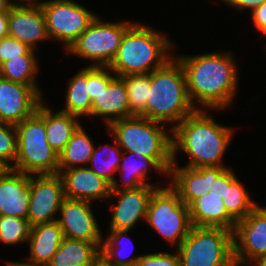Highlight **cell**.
I'll return each instance as SVG.
<instances>
[{
	"instance_id": "obj_1",
	"label": "cell",
	"mask_w": 266,
	"mask_h": 266,
	"mask_svg": "<svg viewBox=\"0 0 266 266\" xmlns=\"http://www.w3.org/2000/svg\"><path fill=\"white\" fill-rule=\"evenodd\" d=\"M232 53L215 51L176 55L185 73L190 101L196 110H225L236 99L239 71Z\"/></svg>"
},
{
	"instance_id": "obj_2",
	"label": "cell",
	"mask_w": 266,
	"mask_h": 266,
	"mask_svg": "<svg viewBox=\"0 0 266 266\" xmlns=\"http://www.w3.org/2000/svg\"><path fill=\"white\" fill-rule=\"evenodd\" d=\"M210 110H196L172 130L173 164L178 152L188 156L187 167H227L222 163L233 138V127L223 126Z\"/></svg>"
},
{
	"instance_id": "obj_3",
	"label": "cell",
	"mask_w": 266,
	"mask_h": 266,
	"mask_svg": "<svg viewBox=\"0 0 266 266\" xmlns=\"http://www.w3.org/2000/svg\"><path fill=\"white\" fill-rule=\"evenodd\" d=\"M169 37L156 28L134 22L125 32L109 68L117 77L149 74L162 67L175 47Z\"/></svg>"
},
{
	"instance_id": "obj_4",
	"label": "cell",
	"mask_w": 266,
	"mask_h": 266,
	"mask_svg": "<svg viewBox=\"0 0 266 266\" xmlns=\"http://www.w3.org/2000/svg\"><path fill=\"white\" fill-rule=\"evenodd\" d=\"M195 111L188 95L185 73L174 55L162 67L151 72L145 118L170 124L173 130Z\"/></svg>"
},
{
	"instance_id": "obj_5",
	"label": "cell",
	"mask_w": 266,
	"mask_h": 266,
	"mask_svg": "<svg viewBox=\"0 0 266 266\" xmlns=\"http://www.w3.org/2000/svg\"><path fill=\"white\" fill-rule=\"evenodd\" d=\"M107 128L123 152L150 157L169 175L173 165L172 128L136 115L113 121Z\"/></svg>"
},
{
	"instance_id": "obj_6",
	"label": "cell",
	"mask_w": 266,
	"mask_h": 266,
	"mask_svg": "<svg viewBox=\"0 0 266 266\" xmlns=\"http://www.w3.org/2000/svg\"><path fill=\"white\" fill-rule=\"evenodd\" d=\"M17 158L13 170L26 175L58 174V153L49 145L45 130V102L17 124Z\"/></svg>"
},
{
	"instance_id": "obj_7",
	"label": "cell",
	"mask_w": 266,
	"mask_h": 266,
	"mask_svg": "<svg viewBox=\"0 0 266 266\" xmlns=\"http://www.w3.org/2000/svg\"><path fill=\"white\" fill-rule=\"evenodd\" d=\"M180 266H236L233 231L192 226L178 248Z\"/></svg>"
},
{
	"instance_id": "obj_8",
	"label": "cell",
	"mask_w": 266,
	"mask_h": 266,
	"mask_svg": "<svg viewBox=\"0 0 266 266\" xmlns=\"http://www.w3.org/2000/svg\"><path fill=\"white\" fill-rule=\"evenodd\" d=\"M145 221L171 246L177 248L192 227L189 206L181 201L169 183L153 191Z\"/></svg>"
},
{
	"instance_id": "obj_9",
	"label": "cell",
	"mask_w": 266,
	"mask_h": 266,
	"mask_svg": "<svg viewBox=\"0 0 266 266\" xmlns=\"http://www.w3.org/2000/svg\"><path fill=\"white\" fill-rule=\"evenodd\" d=\"M100 18L96 16L64 53L91 61L92 64L88 66L109 67L118 52L125 32L134 22H110Z\"/></svg>"
},
{
	"instance_id": "obj_10",
	"label": "cell",
	"mask_w": 266,
	"mask_h": 266,
	"mask_svg": "<svg viewBox=\"0 0 266 266\" xmlns=\"http://www.w3.org/2000/svg\"><path fill=\"white\" fill-rule=\"evenodd\" d=\"M50 39L58 40L66 52L96 18V14L74 0H43L40 4Z\"/></svg>"
},
{
	"instance_id": "obj_11",
	"label": "cell",
	"mask_w": 266,
	"mask_h": 266,
	"mask_svg": "<svg viewBox=\"0 0 266 266\" xmlns=\"http://www.w3.org/2000/svg\"><path fill=\"white\" fill-rule=\"evenodd\" d=\"M266 254V206H257L238 221L233 231V257L236 266H250Z\"/></svg>"
},
{
	"instance_id": "obj_12",
	"label": "cell",
	"mask_w": 266,
	"mask_h": 266,
	"mask_svg": "<svg viewBox=\"0 0 266 266\" xmlns=\"http://www.w3.org/2000/svg\"><path fill=\"white\" fill-rule=\"evenodd\" d=\"M29 187L27 219L30 225L56 221L65 198L61 176L59 174L29 175Z\"/></svg>"
},
{
	"instance_id": "obj_13",
	"label": "cell",
	"mask_w": 266,
	"mask_h": 266,
	"mask_svg": "<svg viewBox=\"0 0 266 266\" xmlns=\"http://www.w3.org/2000/svg\"><path fill=\"white\" fill-rule=\"evenodd\" d=\"M91 205L89 201L64 198L58 212L61 218L56 221L65 238L103 243V233Z\"/></svg>"
},
{
	"instance_id": "obj_14",
	"label": "cell",
	"mask_w": 266,
	"mask_h": 266,
	"mask_svg": "<svg viewBox=\"0 0 266 266\" xmlns=\"http://www.w3.org/2000/svg\"><path fill=\"white\" fill-rule=\"evenodd\" d=\"M157 187L143 185L137 189L111 191L108 200L113 198L116 202L110 204L109 230H132L140 221H145L151 196Z\"/></svg>"
},
{
	"instance_id": "obj_15",
	"label": "cell",
	"mask_w": 266,
	"mask_h": 266,
	"mask_svg": "<svg viewBox=\"0 0 266 266\" xmlns=\"http://www.w3.org/2000/svg\"><path fill=\"white\" fill-rule=\"evenodd\" d=\"M44 98L33 87L0 76V122L16 126L32 116Z\"/></svg>"
},
{
	"instance_id": "obj_16",
	"label": "cell",
	"mask_w": 266,
	"mask_h": 266,
	"mask_svg": "<svg viewBox=\"0 0 266 266\" xmlns=\"http://www.w3.org/2000/svg\"><path fill=\"white\" fill-rule=\"evenodd\" d=\"M8 35L38 51L39 42L50 39L41 6L11 4L8 8Z\"/></svg>"
},
{
	"instance_id": "obj_17",
	"label": "cell",
	"mask_w": 266,
	"mask_h": 266,
	"mask_svg": "<svg viewBox=\"0 0 266 266\" xmlns=\"http://www.w3.org/2000/svg\"><path fill=\"white\" fill-rule=\"evenodd\" d=\"M64 184L65 197L71 199L95 200L109 199L111 185L88 166L58 170Z\"/></svg>"
},
{
	"instance_id": "obj_18",
	"label": "cell",
	"mask_w": 266,
	"mask_h": 266,
	"mask_svg": "<svg viewBox=\"0 0 266 266\" xmlns=\"http://www.w3.org/2000/svg\"><path fill=\"white\" fill-rule=\"evenodd\" d=\"M29 175L8 168L0 176V216L28 218Z\"/></svg>"
},
{
	"instance_id": "obj_19",
	"label": "cell",
	"mask_w": 266,
	"mask_h": 266,
	"mask_svg": "<svg viewBox=\"0 0 266 266\" xmlns=\"http://www.w3.org/2000/svg\"><path fill=\"white\" fill-rule=\"evenodd\" d=\"M135 158V159H134ZM152 167V168H151ZM154 169L158 174L168 176V174L150 157L133 152H123L121 163L117 172L121 175L120 181L114 179L111 184V191L137 189L143 185L162 186L163 184L148 181L150 173ZM148 179V180H147ZM160 184V185H158Z\"/></svg>"
},
{
	"instance_id": "obj_20",
	"label": "cell",
	"mask_w": 266,
	"mask_h": 266,
	"mask_svg": "<svg viewBox=\"0 0 266 266\" xmlns=\"http://www.w3.org/2000/svg\"><path fill=\"white\" fill-rule=\"evenodd\" d=\"M134 116L130 112L128 94L123 80L116 77L92 102L90 117L101 118L107 127L113 121Z\"/></svg>"
},
{
	"instance_id": "obj_21",
	"label": "cell",
	"mask_w": 266,
	"mask_h": 266,
	"mask_svg": "<svg viewBox=\"0 0 266 266\" xmlns=\"http://www.w3.org/2000/svg\"><path fill=\"white\" fill-rule=\"evenodd\" d=\"M168 177L169 184L177 191L181 201L187 206L210 191V166L191 168L173 164Z\"/></svg>"
},
{
	"instance_id": "obj_22",
	"label": "cell",
	"mask_w": 266,
	"mask_h": 266,
	"mask_svg": "<svg viewBox=\"0 0 266 266\" xmlns=\"http://www.w3.org/2000/svg\"><path fill=\"white\" fill-rule=\"evenodd\" d=\"M192 226L217 227L234 231L236 221L228 214L223 199L212 190L189 206Z\"/></svg>"
},
{
	"instance_id": "obj_23",
	"label": "cell",
	"mask_w": 266,
	"mask_h": 266,
	"mask_svg": "<svg viewBox=\"0 0 266 266\" xmlns=\"http://www.w3.org/2000/svg\"><path fill=\"white\" fill-rule=\"evenodd\" d=\"M63 232L57 221L31 226L28 239V263L48 265L63 240Z\"/></svg>"
},
{
	"instance_id": "obj_24",
	"label": "cell",
	"mask_w": 266,
	"mask_h": 266,
	"mask_svg": "<svg viewBox=\"0 0 266 266\" xmlns=\"http://www.w3.org/2000/svg\"><path fill=\"white\" fill-rule=\"evenodd\" d=\"M102 243L63 238L48 266H91L101 256Z\"/></svg>"
},
{
	"instance_id": "obj_25",
	"label": "cell",
	"mask_w": 266,
	"mask_h": 266,
	"mask_svg": "<svg viewBox=\"0 0 266 266\" xmlns=\"http://www.w3.org/2000/svg\"><path fill=\"white\" fill-rule=\"evenodd\" d=\"M246 187L230 167L225 169V192L222 197L228 214L236 221L245 218L259 204L252 200Z\"/></svg>"
},
{
	"instance_id": "obj_26",
	"label": "cell",
	"mask_w": 266,
	"mask_h": 266,
	"mask_svg": "<svg viewBox=\"0 0 266 266\" xmlns=\"http://www.w3.org/2000/svg\"><path fill=\"white\" fill-rule=\"evenodd\" d=\"M78 117L45 105V130L49 145L59 154L82 125Z\"/></svg>"
},
{
	"instance_id": "obj_27",
	"label": "cell",
	"mask_w": 266,
	"mask_h": 266,
	"mask_svg": "<svg viewBox=\"0 0 266 266\" xmlns=\"http://www.w3.org/2000/svg\"><path fill=\"white\" fill-rule=\"evenodd\" d=\"M65 90V101L60 111L69 113L72 116L90 117L92 101L89 97V66L80 68L77 73L68 81Z\"/></svg>"
},
{
	"instance_id": "obj_28",
	"label": "cell",
	"mask_w": 266,
	"mask_h": 266,
	"mask_svg": "<svg viewBox=\"0 0 266 266\" xmlns=\"http://www.w3.org/2000/svg\"><path fill=\"white\" fill-rule=\"evenodd\" d=\"M37 52L31 49L26 55L5 61L0 65V76L13 82L29 85L43 97L40 85L36 80L40 69Z\"/></svg>"
},
{
	"instance_id": "obj_29",
	"label": "cell",
	"mask_w": 266,
	"mask_h": 266,
	"mask_svg": "<svg viewBox=\"0 0 266 266\" xmlns=\"http://www.w3.org/2000/svg\"><path fill=\"white\" fill-rule=\"evenodd\" d=\"M91 136L81 125L58 154V170L87 166L95 148Z\"/></svg>"
},
{
	"instance_id": "obj_30",
	"label": "cell",
	"mask_w": 266,
	"mask_h": 266,
	"mask_svg": "<svg viewBox=\"0 0 266 266\" xmlns=\"http://www.w3.org/2000/svg\"><path fill=\"white\" fill-rule=\"evenodd\" d=\"M109 232L108 236L103 237L101 256L113 266H135L141 255L130 257L134 249L133 241L128 236L131 230H110ZM127 248L128 252H126Z\"/></svg>"
},
{
	"instance_id": "obj_31",
	"label": "cell",
	"mask_w": 266,
	"mask_h": 266,
	"mask_svg": "<svg viewBox=\"0 0 266 266\" xmlns=\"http://www.w3.org/2000/svg\"><path fill=\"white\" fill-rule=\"evenodd\" d=\"M113 142L111 144L100 145L99 147L95 146L87 165L110 185L115 179L113 176L116 175L119 169L123 153L115 139Z\"/></svg>"
},
{
	"instance_id": "obj_32",
	"label": "cell",
	"mask_w": 266,
	"mask_h": 266,
	"mask_svg": "<svg viewBox=\"0 0 266 266\" xmlns=\"http://www.w3.org/2000/svg\"><path fill=\"white\" fill-rule=\"evenodd\" d=\"M128 94L130 112L145 117V108L149 99L151 73L120 76Z\"/></svg>"
},
{
	"instance_id": "obj_33",
	"label": "cell",
	"mask_w": 266,
	"mask_h": 266,
	"mask_svg": "<svg viewBox=\"0 0 266 266\" xmlns=\"http://www.w3.org/2000/svg\"><path fill=\"white\" fill-rule=\"evenodd\" d=\"M31 225L28 219L15 216H0V242L7 245L28 243Z\"/></svg>"
},
{
	"instance_id": "obj_34",
	"label": "cell",
	"mask_w": 266,
	"mask_h": 266,
	"mask_svg": "<svg viewBox=\"0 0 266 266\" xmlns=\"http://www.w3.org/2000/svg\"><path fill=\"white\" fill-rule=\"evenodd\" d=\"M17 158V130L14 125L0 122V161L8 168Z\"/></svg>"
},
{
	"instance_id": "obj_35",
	"label": "cell",
	"mask_w": 266,
	"mask_h": 266,
	"mask_svg": "<svg viewBox=\"0 0 266 266\" xmlns=\"http://www.w3.org/2000/svg\"><path fill=\"white\" fill-rule=\"evenodd\" d=\"M117 76L109 67L89 66V97L93 102L103 88V84H110Z\"/></svg>"
},
{
	"instance_id": "obj_36",
	"label": "cell",
	"mask_w": 266,
	"mask_h": 266,
	"mask_svg": "<svg viewBox=\"0 0 266 266\" xmlns=\"http://www.w3.org/2000/svg\"><path fill=\"white\" fill-rule=\"evenodd\" d=\"M175 252L145 253L135 263V266H180L179 256Z\"/></svg>"
},
{
	"instance_id": "obj_37",
	"label": "cell",
	"mask_w": 266,
	"mask_h": 266,
	"mask_svg": "<svg viewBox=\"0 0 266 266\" xmlns=\"http://www.w3.org/2000/svg\"><path fill=\"white\" fill-rule=\"evenodd\" d=\"M30 50L26 44L7 35L0 39V65L10 58L26 55Z\"/></svg>"
},
{
	"instance_id": "obj_38",
	"label": "cell",
	"mask_w": 266,
	"mask_h": 266,
	"mask_svg": "<svg viewBox=\"0 0 266 266\" xmlns=\"http://www.w3.org/2000/svg\"><path fill=\"white\" fill-rule=\"evenodd\" d=\"M228 167H211V184L210 190L219 195L220 198L224 196L225 192V169Z\"/></svg>"
},
{
	"instance_id": "obj_39",
	"label": "cell",
	"mask_w": 266,
	"mask_h": 266,
	"mask_svg": "<svg viewBox=\"0 0 266 266\" xmlns=\"http://www.w3.org/2000/svg\"><path fill=\"white\" fill-rule=\"evenodd\" d=\"M250 18L252 19V23L254 28L261 33L260 36L265 37L266 35V2H264L261 6L257 7L253 12L250 13ZM266 46H264L265 48Z\"/></svg>"
},
{
	"instance_id": "obj_40",
	"label": "cell",
	"mask_w": 266,
	"mask_h": 266,
	"mask_svg": "<svg viewBox=\"0 0 266 266\" xmlns=\"http://www.w3.org/2000/svg\"><path fill=\"white\" fill-rule=\"evenodd\" d=\"M226 5L237 9V11L242 12V10L253 12L257 7L261 6L266 0H221Z\"/></svg>"
},
{
	"instance_id": "obj_41",
	"label": "cell",
	"mask_w": 266,
	"mask_h": 266,
	"mask_svg": "<svg viewBox=\"0 0 266 266\" xmlns=\"http://www.w3.org/2000/svg\"><path fill=\"white\" fill-rule=\"evenodd\" d=\"M8 35V11L0 12V39Z\"/></svg>"
},
{
	"instance_id": "obj_42",
	"label": "cell",
	"mask_w": 266,
	"mask_h": 266,
	"mask_svg": "<svg viewBox=\"0 0 266 266\" xmlns=\"http://www.w3.org/2000/svg\"><path fill=\"white\" fill-rule=\"evenodd\" d=\"M9 1L11 4H26V5H40L42 2L41 0L40 1L38 0V2L36 0H9Z\"/></svg>"
},
{
	"instance_id": "obj_43",
	"label": "cell",
	"mask_w": 266,
	"mask_h": 266,
	"mask_svg": "<svg viewBox=\"0 0 266 266\" xmlns=\"http://www.w3.org/2000/svg\"><path fill=\"white\" fill-rule=\"evenodd\" d=\"M5 263H7V266H48V265H37V264H31L28 263L27 261L25 262H15V261H6Z\"/></svg>"
},
{
	"instance_id": "obj_44",
	"label": "cell",
	"mask_w": 266,
	"mask_h": 266,
	"mask_svg": "<svg viewBox=\"0 0 266 266\" xmlns=\"http://www.w3.org/2000/svg\"><path fill=\"white\" fill-rule=\"evenodd\" d=\"M91 266H113L103 256H100Z\"/></svg>"
},
{
	"instance_id": "obj_45",
	"label": "cell",
	"mask_w": 266,
	"mask_h": 266,
	"mask_svg": "<svg viewBox=\"0 0 266 266\" xmlns=\"http://www.w3.org/2000/svg\"><path fill=\"white\" fill-rule=\"evenodd\" d=\"M11 3L9 0H0V12L2 11H8V8L10 7Z\"/></svg>"
},
{
	"instance_id": "obj_46",
	"label": "cell",
	"mask_w": 266,
	"mask_h": 266,
	"mask_svg": "<svg viewBox=\"0 0 266 266\" xmlns=\"http://www.w3.org/2000/svg\"><path fill=\"white\" fill-rule=\"evenodd\" d=\"M250 266H266V254L261 256L258 260H256L252 265Z\"/></svg>"
},
{
	"instance_id": "obj_47",
	"label": "cell",
	"mask_w": 266,
	"mask_h": 266,
	"mask_svg": "<svg viewBox=\"0 0 266 266\" xmlns=\"http://www.w3.org/2000/svg\"><path fill=\"white\" fill-rule=\"evenodd\" d=\"M8 169V167L0 161V176Z\"/></svg>"
}]
</instances>
